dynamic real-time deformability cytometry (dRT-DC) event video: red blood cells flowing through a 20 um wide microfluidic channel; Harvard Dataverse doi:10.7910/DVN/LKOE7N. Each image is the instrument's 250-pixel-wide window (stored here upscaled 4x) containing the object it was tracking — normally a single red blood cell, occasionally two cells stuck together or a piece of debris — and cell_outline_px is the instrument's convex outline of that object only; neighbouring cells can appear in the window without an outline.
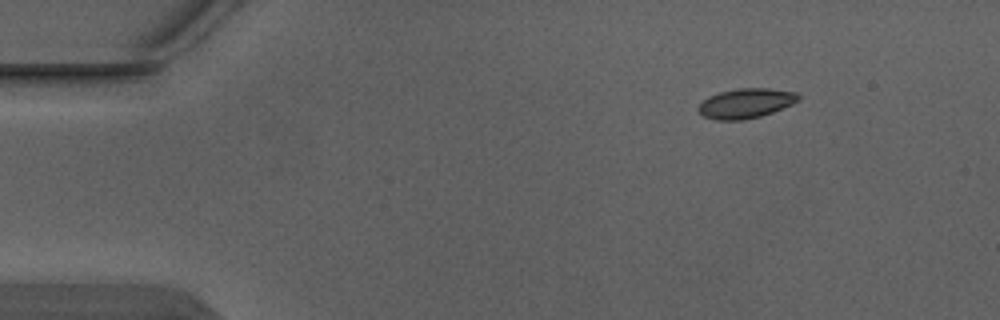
{"species": "Egyptian fruit bat (a non-hibernating species)", "species_latin": "Rousettus aegyptiacus", "temperature_condition": "warm", "stored_images_in_passage": 3, "camera_frame_rate_fps": 3000, "um_per_image_px": 0.085, "animal": {"sex": "male"}, "frame": {"image": 1, "passage_image": 1, "time_ms": 0.0, "image_size_px": [1000, 320], "cell_outline_px": [[800, 100], [792, 104], [772, 112], [760, 116], [744, 120], [716, 120], [704, 116], [696, 108], [708, 96], [720, 92], [736, 88], [768, 88], [796, 92], [800, 96]], "centroid_in_image_um": [63.4, 8.77], "position_along_channel_um": 21.6, "area_um2": 17.34}}